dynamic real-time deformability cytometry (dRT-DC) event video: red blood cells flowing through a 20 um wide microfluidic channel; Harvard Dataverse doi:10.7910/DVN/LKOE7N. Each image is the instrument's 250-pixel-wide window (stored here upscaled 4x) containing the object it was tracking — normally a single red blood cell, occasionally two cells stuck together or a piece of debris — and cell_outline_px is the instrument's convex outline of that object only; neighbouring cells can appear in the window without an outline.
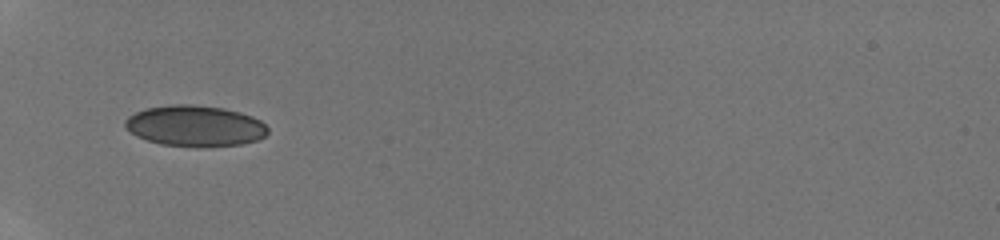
{"species": "human", "species_latin": "Homo sapiens", "temperature_condition": "room temperature", "stored_images_in_passage": 27, "camera_frame_rate_fps": 3000, "um_per_image_px": 0.085, "donor": {"sex": "male"}, "frame": {"image": 1, "passage_image": 1, "time_ms": 0.0, "image_size_px": [1000, 240], "cell_outline_px": [[268, 132], [264, 136], [256, 140], [240, 144], [196, 148], [160, 144], [136, 136], [124, 128], [124, 120], [128, 116], [144, 108], [176, 104], [192, 104], [224, 108], [240, 112], [252, 116], [260, 120], [268, 128]], "centroid_in_image_um": [16.54, 10.71], "position_along_channel_um": 68.5, "area_um2": 34.39}}
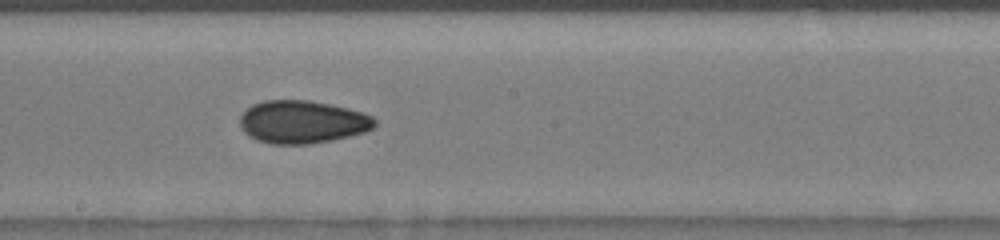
{"frame": {"image": 2, "passage_image": 12, "time_ms": 4.0, "image_size_px": [1000, 240], "cell_outline_px": [[376, 124], [372, 128], [364, 132], [332, 140], [308, 144], [272, 144], [256, 140], [248, 136], [240, 128], [240, 116], [252, 104], [264, 100], [308, 100], [348, 108], [364, 112], [372, 116], [376, 120]], "centroid_in_image_um": [25.68, 10.36], "position_along_channel_um": 222.5, "area_um2": 33.76}}
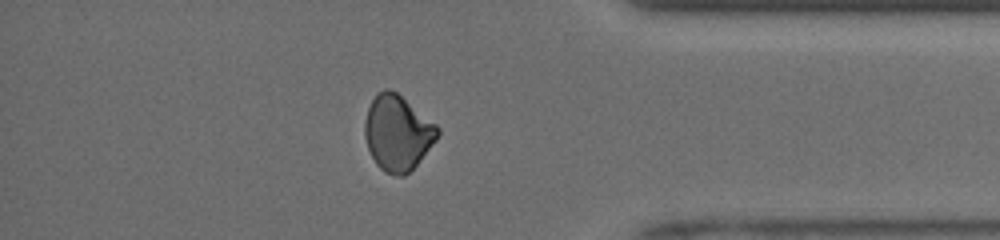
{"frame": {"image": 3, "passage_image": 24, "time_ms": 8.667, "image_size_px": [1000, 240], "cell_outline_px": [[440, 132], [436, 140], [416, 164], [404, 176], [396, 176], [384, 172], [376, 164], [368, 148], [364, 136], [364, 120], [368, 108], [376, 92], [384, 88], [388, 88], [396, 92], [436, 124], [440, 128]], "centroid_in_image_um": [33.77, 11.28], "position_along_channel_um": 401.4, "area_um2": 31.85}, "authors_computed_cell_mechanics": {"area_um2": 32.8882, "velocity_mm_per_s": 4.1065, "shape_relaxation_time_tau1_ms": 9.603, "shape_relaxation_time_tau2_ms": 3.441, "deformation_change_tau1": 0.1166, "deformation_change_tau2": 0.0689}}